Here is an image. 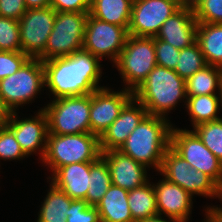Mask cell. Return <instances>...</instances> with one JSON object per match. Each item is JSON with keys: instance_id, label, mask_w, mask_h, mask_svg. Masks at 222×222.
<instances>
[{"instance_id": "38", "label": "cell", "mask_w": 222, "mask_h": 222, "mask_svg": "<svg viewBox=\"0 0 222 222\" xmlns=\"http://www.w3.org/2000/svg\"><path fill=\"white\" fill-rule=\"evenodd\" d=\"M24 0H0V16L20 20L26 12Z\"/></svg>"}, {"instance_id": "3", "label": "cell", "mask_w": 222, "mask_h": 222, "mask_svg": "<svg viewBox=\"0 0 222 222\" xmlns=\"http://www.w3.org/2000/svg\"><path fill=\"white\" fill-rule=\"evenodd\" d=\"M133 97L148 115L166 118L182 99L187 102L186 83L175 70L156 65L133 92Z\"/></svg>"}, {"instance_id": "5", "label": "cell", "mask_w": 222, "mask_h": 222, "mask_svg": "<svg viewBox=\"0 0 222 222\" xmlns=\"http://www.w3.org/2000/svg\"><path fill=\"white\" fill-rule=\"evenodd\" d=\"M48 134L90 133V94L51 100L44 108Z\"/></svg>"}, {"instance_id": "43", "label": "cell", "mask_w": 222, "mask_h": 222, "mask_svg": "<svg viewBox=\"0 0 222 222\" xmlns=\"http://www.w3.org/2000/svg\"><path fill=\"white\" fill-rule=\"evenodd\" d=\"M204 0H183L182 5L194 10Z\"/></svg>"}, {"instance_id": "23", "label": "cell", "mask_w": 222, "mask_h": 222, "mask_svg": "<svg viewBox=\"0 0 222 222\" xmlns=\"http://www.w3.org/2000/svg\"><path fill=\"white\" fill-rule=\"evenodd\" d=\"M196 41L207 65L222 68V24L198 23Z\"/></svg>"}, {"instance_id": "14", "label": "cell", "mask_w": 222, "mask_h": 222, "mask_svg": "<svg viewBox=\"0 0 222 222\" xmlns=\"http://www.w3.org/2000/svg\"><path fill=\"white\" fill-rule=\"evenodd\" d=\"M122 89L114 92L103 87L90 94V133L100 137L118 118L121 109L133 97L132 91Z\"/></svg>"}, {"instance_id": "45", "label": "cell", "mask_w": 222, "mask_h": 222, "mask_svg": "<svg viewBox=\"0 0 222 222\" xmlns=\"http://www.w3.org/2000/svg\"><path fill=\"white\" fill-rule=\"evenodd\" d=\"M220 105L222 107V83H221V90H220Z\"/></svg>"}, {"instance_id": "41", "label": "cell", "mask_w": 222, "mask_h": 222, "mask_svg": "<svg viewBox=\"0 0 222 222\" xmlns=\"http://www.w3.org/2000/svg\"><path fill=\"white\" fill-rule=\"evenodd\" d=\"M138 222H185V221L173 219L170 217H169V220H166L164 219V217L161 216V214H157V215L150 216Z\"/></svg>"}, {"instance_id": "37", "label": "cell", "mask_w": 222, "mask_h": 222, "mask_svg": "<svg viewBox=\"0 0 222 222\" xmlns=\"http://www.w3.org/2000/svg\"><path fill=\"white\" fill-rule=\"evenodd\" d=\"M50 7L56 12L89 13L90 0H50Z\"/></svg>"}, {"instance_id": "19", "label": "cell", "mask_w": 222, "mask_h": 222, "mask_svg": "<svg viewBox=\"0 0 222 222\" xmlns=\"http://www.w3.org/2000/svg\"><path fill=\"white\" fill-rule=\"evenodd\" d=\"M197 24L194 10L182 6L164 22L156 38L177 49L186 48L196 42Z\"/></svg>"}, {"instance_id": "13", "label": "cell", "mask_w": 222, "mask_h": 222, "mask_svg": "<svg viewBox=\"0 0 222 222\" xmlns=\"http://www.w3.org/2000/svg\"><path fill=\"white\" fill-rule=\"evenodd\" d=\"M182 6L181 0H133L129 35L156 37L164 22Z\"/></svg>"}, {"instance_id": "7", "label": "cell", "mask_w": 222, "mask_h": 222, "mask_svg": "<svg viewBox=\"0 0 222 222\" xmlns=\"http://www.w3.org/2000/svg\"><path fill=\"white\" fill-rule=\"evenodd\" d=\"M45 88L43 61L29 58L14 74L0 80V95L11 112L19 106L32 103V99ZM35 97V98H34Z\"/></svg>"}, {"instance_id": "28", "label": "cell", "mask_w": 222, "mask_h": 222, "mask_svg": "<svg viewBox=\"0 0 222 222\" xmlns=\"http://www.w3.org/2000/svg\"><path fill=\"white\" fill-rule=\"evenodd\" d=\"M111 177L106 160L100 156L91 162L90 181L86 198L90 206H96L111 186Z\"/></svg>"}, {"instance_id": "39", "label": "cell", "mask_w": 222, "mask_h": 222, "mask_svg": "<svg viewBox=\"0 0 222 222\" xmlns=\"http://www.w3.org/2000/svg\"><path fill=\"white\" fill-rule=\"evenodd\" d=\"M11 111L10 109L5 105L1 95H0V126L5 125V123L10 118Z\"/></svg>"}, {"instance_id": "8", "label": "cell", "mask_w": 222, "mask_h": 222, "mask_svg": "<svg viewBox=\"0 0 222 222\" xmlns=\"http://www.w3.org/2000/svg\"><path fill=\"white\" fill-rule=\"evenodd\" d=\"M160 175L178 186L182 187L193 197L195 195L218 198L221 201L222 189L206 174L190 167L171 146L163 156Z\"/></svg>"}, {"instance_id": "6", "label": "cell", "mask_w": 222, "mask_h": 222, "mask_svg": "<svg viewBox=\"0 0 222 222\" xmlns=\"http://www.w3.org/2000/svg\"><path fill=\"white\" fill-rule=\"evenodd\" d=\"M156 65L154 37L129 35L113 66L122 75L124 89L134 92Z\"/></svg>"}, {"instance_id": "35", "label": "cell", "mask_w": 222, "mask_h": 222, "mask_svg": "<svg viewBox=\"0 0 222 222\" xmlns=\"http://www.w3.org/2000/svg\"><path fill=\"white\" fill-rule=\"evenodd\" d=\"M157 66L175 70L180 49L154 37Z\"/></svg>"}, {"instance_id": "40", "label": "cell", "mask_w": 222, "mask_h": 222, "mask_svg": "<svg viewBox=\"0 0 222 222\" xmlns=\"http://www.w3.org/2000/svg\"><path fill=\"white\" fill-rule=\"evenodd\" d=\"M27 9L50 7V0H24Z\"/></svg>"}, {"instance_id": "1", "label": "cell", "mask_w": 222, "mask_h": 222, "mask_svg": "<svg viewBox=\"0 0 222 222\" xmlns=\"http://www.w3.org/2000/svg\"><path fill=\"white\" fill-rule=\"evenodd\" d=\"M43 65L45 86L53 99L91 94L104 87L98 85L102 77L100 60L83 49L43 61Z\"/></svg>"}, {"instance_id": "26", "label": "cell", "mask_w": 222, "mask_h": 222, "mask_svg": "<svg viewBox=\"0 0 222 222\" xmlns=\"http://www.w3.org/2000/svg\"><path fill=\"white\" fill-rule=\"evenodd\" d=\"M187 112L193 128L199 124L218 120L220 111V94L197 95L194 97H187L186 102Z\"/></svg>"}, {"instance_id": "25", "label": "cell", "mask_w": 222, "mask_h": 222, "mask_svg": "<svg viewBox=\"0 0 222 222\" xmlns=\"http://www.w3.org/2000/svg\"><path fill=\"white\" fill-rule=\"evenodd\" d=\"M185 83L187 97L217 93L220 94L222 68L206 65L203 69L189 77Z\"/></svg>"}, {"instance_id": "10", "label": "cell", "mask_w": 222, "mask_h": 222, "mask_svg": "<svg viewBox=\"0 0 222 222\" xmlns=\"http://www.w3.org/2000/svg\"><path fill=\"white\" fill-rule=\"evenodd\" d=\"M170 146L190 167L209 176L222 189V162L193 130L172 127Z\"/></svg>"}, {"instance_id": "12", "label": "cell", "mask_w": 222, "mask_h": 222, "mask_svg": "<svg viewBox=\"0 0 222 222\" xmlns=\"http://www.w3.org/2000/svg\"><path fill=\"white\" fill-rule=\"evenodd\" d=\"M56 11L52 7L27 9L18 21L21 49L29 58L45 61V47L53 29Z\"/></svg>"}, {"instance_id": "15", "label": "cell", "mask_w": 222, "mask_h": 222, "mask_svg": "<svg viewBox=\"0 0 222 222\" xmlns=\"http://www.w3.org/2000/svg\"><path fill=\"white\" fill-rule=\"evenodd\" d=\"M17 111L11 112L5 125L13 132L23 152L28 156L38 153L43 159L48 136V119L43 109L31 118H18Z\"/></svg>"}, {"instance_id": "27", "label": "cell", "mask_w": 222, "mask_h": 222, "mask_svg": "<svg viewBox=\"0 0 222 222\" xmlns=\"http://www.w3.org/2000/svg\"><path fill=\"white\" fill-rule=\"evenodd\" d=\"M128 206L134 222L158 214L154 186L150 182L128 191Z\"/></svg>"}, {"instance_id": "42", "label": "cell", "mask_w": 222, "mask_h": 222, "mask_svg": "<svg viewBox=\"0 0 222 222\" xmlns=\"http://www.w3.org/2000/svg\"><path fill=\"white\" fill-rule=\"evenodd\" d=\"M206 210L217 222H222V207L211 206Z\"/></svg>"}, {"instance_id": "17", "label": "cell", "mask_w": 222, "mask_h": 222, "mask_svg": "<svg viewBox=\"0 0 222 222\" xmlns=\"http://www.w3.org/2000/svg\"><path fill=\"white\" fill-rule=\"evenodd\" d=\"M146 115L143 105L132 97L121 109L118 118L99 137L101 151L119 149Z\"/></svg>"}, {"instance_id": "16", "label": "cell", "mask_w": 222, "mask_h": 222, "mask_svg": "<svg viewBox=\"0 0 222 222\" xmlns=\"http://www.w3.org/2000/svg\"><path fill=\"white\" fill-rule=\"evenodd\" d=\"M110 172L111 183L125 190H133L149 182L146 166L118 149L101 151Z\"/></svg>"}, {"instance_id": "4", "label": "cell", "mask_w": 222, "mask_h": 222, "mask_svg": "<svg viewBox=\"0 0 222 222\" xmlns=\"http://www.w3.org/2000/svg\"><path fill=\"white\" fill-rule=\"evenodd\" d=\"M99 136L93 133L57 135L48 134L42 163L52 174L72 163L94 162L101 156Z\"/></svg>"}, {"instance_id": "2", "label": "cell", "mask_w": 222, "mask_h": 222, "mask_svg": "<svg viewBox=\"0 0 222 222\" xmlns=\"http://www.w3.org/2000/svg\"><path fill=\"white\" fill-rule=\"evenodd\" d=\"M167 118L146 115L118 149L122 153L160 171L163 156L171 144L172 124Z\"/></svg>"}, {"instance_id": "9", "label": "cell", "mask_w": 222, "mask_h": 222, "mask_svg": "<svg viewBox=\"0 0 222 222\" xmlns=\"http://www.w3.org/2000/svg\"><path fill=\"white\" fill-rule=\"evenodd\" d=\"M88 14L84 12H56L53 29L45 47V61L69 56L83 49Z\"/></svg>"}, {"instance_id": "21", "label": "cell", "mask_w": 222, "mask_h": 222, "mask_svg": "<svg viewBox=\"0 0 222 222\" xmlns=\"http://www.w3.org/2000/svg\"><path fill=\"white\" fill-rule=\"evenodd\" d=\"M101 222H134L128 206V190L111 184L95 206Z\"/></svg>"}, {"instance_id": "33", "label": "cell", "mask_w": 222, "mask_h": 222, "mask_svg": "<svg viewBox=\"0 0 222 222\" xmlns=\"http://www.w3.org/2000/svg\"><path fill=\"white\" fill-rule=\"evenodd\" d=\"M66 222H101L95 206H90L86 200L74 199L71 202Z\"/></svg>"}, {"instance_id": "32", "label": "cell", "mask_w": 222, "mask_h": 222, "mask_svg": "<svg viewBox=\"0 0 222 222\" xmlns=\"http://www.w3.org/2000/svg\"><path fill=\"white\" fill-rule=\"evenodd\" d=\"M28 157L17 142L13 132L6 126H0V160H19Z\"/></svg>"}, {"instance_id": "11", "label": "cell", "mask_w": 222, "mask_h": 222, "mask_svg": "<svg viewBox=\"0 0 222 222\" xmlns=\"http://www.w3.org/2000/svg\"><path fill=\"white\" fill-rule=\"evenodd\" d=\"M128 36L127 28L101 21L88 14L83 50L91 53L100 61L107 56L115 64Z\"/></svg>"}, {"instance_id": "44", "label": "cell", "mask_w": 222, "mask_h": 222, "mask_svg": "<svg viewBox=\"0 0 222 222\" xmlns=\"http://www.w3.org/2000/svg\"><path fill=\"white\" fill-rule=\"evenodd\" d=\"M205 219H204V221L203 222H217L208 212H207V210H205Z\"/></svg>"}, {"instance_id": "36", "label": "cell", "mask_w": 222, "mask_h": 222, "mask_svg": "<svg viewBox=\"0 0 222 222\" xmlns=\"http://www.w3.org/2000/svg\"><path fill=\"white\" fill-rule=\"evenodd\" d=\"M28 59L22 51H0V80L16 73Z\"/></svg>"}, {"instance_id": "31", "label": "cell", "mask_w": 222, "mask_h": 222, "mask_svg": "<svg viewBox=\"0 0 222 222\" xmlns=\"http://www.w3.org/2000/svg\"><path fill=\"white\" fill-rule=\"evenodd\" d=\"M0 51H22L18 20L0 16Z\"/></svg>"}, {"instance_id": "22", "label": "cell", "mask_w": 222, "mask_h": 222, "mask_svg": "<svg viewBox=\"0 0 222 222\" xmlns=\"http://www.w3.org/2000/svg\"><path fill=\"white\" fill-rule=\"evenodd\" d=\"M133 0H90L89 14L101 21L129 28Z\"/></svg>"}, {"instance_id": "34", "label": "cell", "mask_w": 222, "mask_h": 222, "mask_svg": "<svg viewBox=\"0 0 222 222\" xmlns=\"http://www.w3.org/2000/svg\"><path fill=\"white\" fill-rule=\"evenodd\" d=\"M198 23L222 24V0H204L195 9Z\"/></svg>"}, {"instance_id": "24", "label": "cell", "mask_w": 222, "mask_h": 222, "mask_svg": "<svg viewBox=\"0 0 222 222\" xmlns=\"http://www.w3.org/2000/svg\"><path fill=\"white\" fill-rule=\"evenodd\" d=\"M49 187L38 213L37 222H66L67 213L74 199L53 183Z\"/></svg>"}, {"instance_id": "20", "label": "cell", "mask_w": 222, "mask_h": 222, "mask_svg": "<svg viewBox=\"0 0 222 222\" xmlns=\"http://www.w3.org/2000/svg\"><path fill=\"white\" fill-rule=\"evenodd\" d=\"M90 167L91 162L72 163L58 168L47 179L70 198L84 200L89 188Z\"/></svg>"}, {"instance_id": "30", "label": "cell", "mask_w": 222, "mask_h": 222, "mask_svg": "<svg viewBox=\"0 0 222 222\" xmlns=\"http://www.w3.org/2000/svg\"><path fill=\"white\" fill-rule=\"evenodd\" d=\"M203 144L222 162V118L199 124L192 129Z\"/></svg>"}, {"instance_id": "29", "label": "cell", "mask_w": 222, "mask_h": 222, "mask_svg": "<svg viewBox=\"0 0 222 222\" xmlns=\"http://www.w3.org/2000/svg\"><path fill=\"white\" fill-rule=\"evenodd\" d=\"M207 65L201 48L196 41L192 45L180 49L175 72L185 81Z\"/></svg>"}, {"instance_id": "18", "label": "cell", "mask_w": 222, "mask_h": 222, "mask_svg": "<svg viewBox=\"0 0 222 222\" xmlns=\"http://www.w3.org/2000/svg\"><path fill=\"white\" fill-rule=\"evenodd\" d=\"M160 180L153 184L158 214L188 222L192 212L193 196L165 178Z\"/></svg>"}]
</instances>
